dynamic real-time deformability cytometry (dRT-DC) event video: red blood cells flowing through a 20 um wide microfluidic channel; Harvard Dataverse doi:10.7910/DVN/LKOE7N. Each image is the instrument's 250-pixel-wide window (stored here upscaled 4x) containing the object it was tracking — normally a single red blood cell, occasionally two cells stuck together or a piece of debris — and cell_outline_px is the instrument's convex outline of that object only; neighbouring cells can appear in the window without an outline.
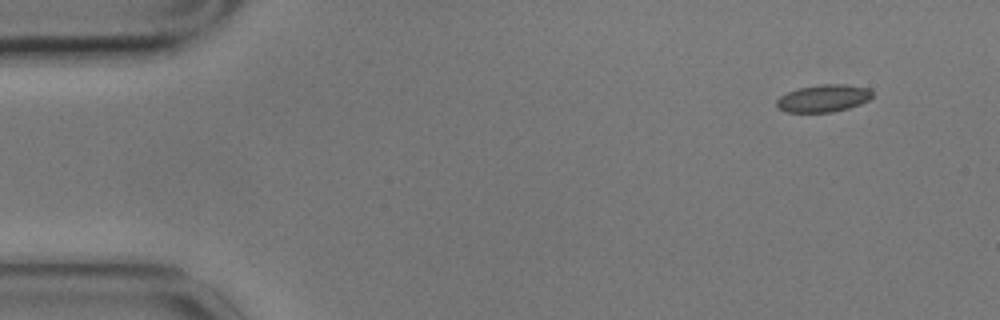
{"species": "common noctule bat (a hibernating species)", "species_latin": "Nyctalus noctula", "temperature_condition": "cold", "stored_images_in_passage": 10, "camera_frame_rate_fps": 3000, "um_per_image_px": 0.085, "animal": {"sex": "male", "body_mass_g": 17.9}, "frame": {"image": 1, "passage_image": 1, "time_ms": 0.0, "image_size_px": [1000, 320], "cell_outline_px": [[872, 96], [868, 100], [860, 104], [848, 108], [832, 112], [784, 112], [776, 104], [776, 100], [780, 96], [796, 88], [824, 84], [844, 84], [868, 88], [872, 92]], "centroid_in_image_um": [69.98, 8.35], "position_along_channel_um": 15.0, "area_um2": 15.2}}
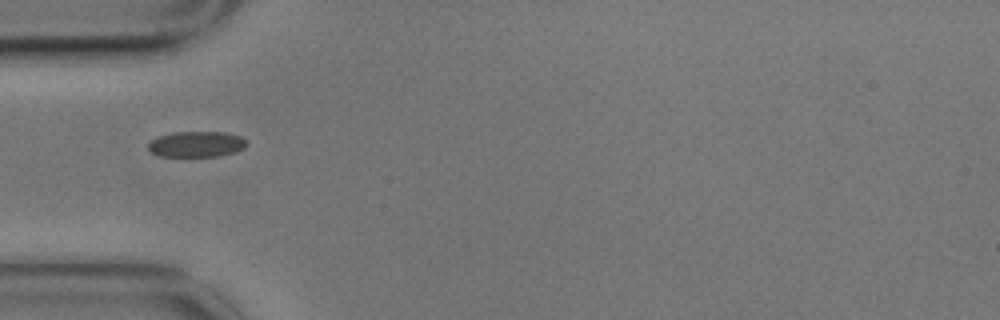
{"frame": {"image": 2, "passage_image": 4, "time_ms": 1.0, "image_size_px": [1000, 320], "cell_outline_px": [[248, 144], [244, 148], [236, 152], [216, 156], [160, 156], [152, 152], [148, 148], [148, 144], [152, 140], [160, 136], [172, 132], [224, 132], [240, 136], [248, 140]], "centroid_in_image_um": [16.75, 12.25], "position_along_channel_um": 68.3, "area_um2": 14.74}}